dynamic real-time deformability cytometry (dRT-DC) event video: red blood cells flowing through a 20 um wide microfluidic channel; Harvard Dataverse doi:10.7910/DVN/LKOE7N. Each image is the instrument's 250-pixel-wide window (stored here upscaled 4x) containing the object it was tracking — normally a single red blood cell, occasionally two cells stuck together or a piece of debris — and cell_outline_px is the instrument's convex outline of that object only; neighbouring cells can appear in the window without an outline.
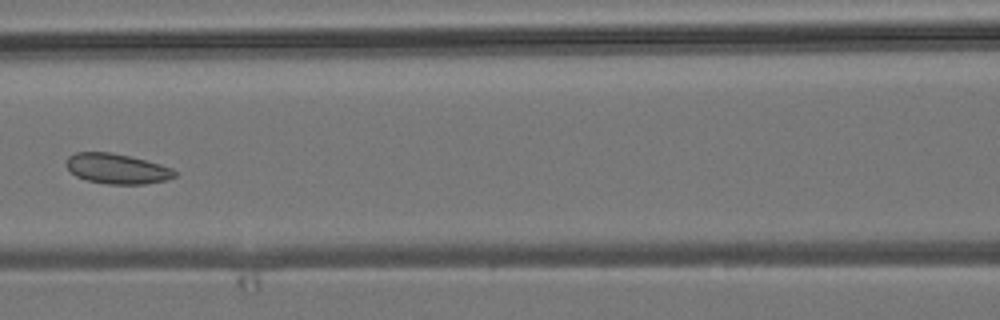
{"species": "common noctule bat (a hibernating species)", "species_latin": "Nyctalus noctula", "temperature_condition": "room temperature", "stored_images_in_passage": 6, "camera_frame_rate_fps": 3000, "um_per_image_px": 0.085, "animal": {"sex": "male", "body_mass_g": 19.2, "forearm_length_mm": 51.8}, "frame": {"image": 1, "passage_image": 5, "time_ms": 5.333, "image_size_px": [1000, 320], "cell_outline_px": [[176, 176], [168, 180], [144, 184], [108, 184], [88, 180], [76, 176], [64, 164], [68, 156], [76, 152], [108, 152], [128, 156], [160, 164], [172, 168], [176, 172]], "centroid_in_image_um": [9.94, 14.34], "position_along_channel_um": 156.7, "area_um2": 18.96}}